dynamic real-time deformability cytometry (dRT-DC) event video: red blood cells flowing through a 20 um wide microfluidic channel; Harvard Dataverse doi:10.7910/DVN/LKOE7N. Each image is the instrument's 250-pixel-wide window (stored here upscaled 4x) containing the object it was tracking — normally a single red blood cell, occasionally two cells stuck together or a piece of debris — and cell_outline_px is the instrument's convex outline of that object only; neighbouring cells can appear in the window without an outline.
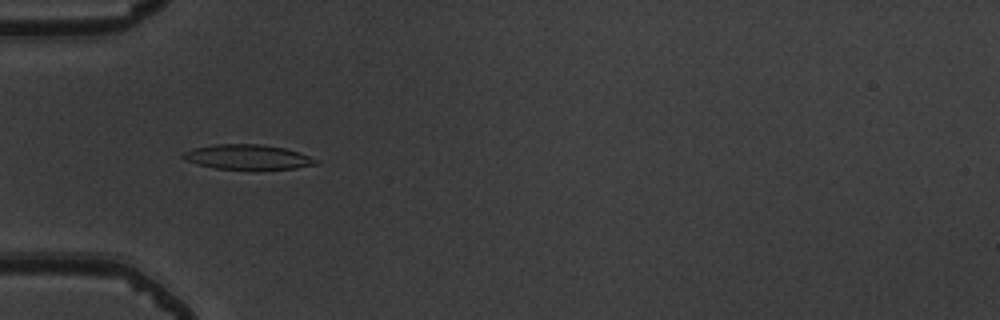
{"species": "common noctule bat (a hibernating species)", "species_latin": "Nyctalus noctula", "temperature_condition": "warm", "stored_images_in_passage": 37, "camera_frame_rate_fps": 3000, "um_per_image_px": 0.085, "animal": {"sex": "male", "body_mass_g": 19.5, "forearm_length_mm": 54.6}, "frame": {"image": 1, "passage_image": 9, "time_ms": 2.667, "image_size_px": [1000, 320], "cell_outline_px": [[320, 164], [296, 168], [260, 172], [256, 172], [216, 168], [184, 160], [180, 156], [180, 152], [192, 148], [216, 144], [260, 144], [284, 148], [300, 152], [320, 160]], "centroid_in_image_um": [21.1, 13.39], "position_along_channel_um": 63.9, "area_um2": 20.29}}
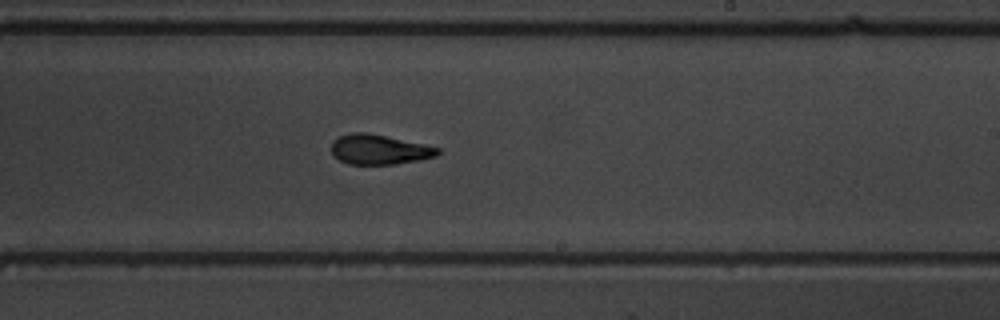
{"frame": {"image": 2, "passage_image": 24, "time_ms": 7.667, "image_size_px": [1000, 320], "cell_outline_px": [[440, 152], [436, 156], [420, 160], [396, 164], [348, 164], [332, 156], [332, 140], [348, 132], [368, 132], [424, 144], [440, 148]], "centroid_in_image_um": [32.21, 12.7], "position_along_channel_um": 256.8, "area_um2": 18.67}}
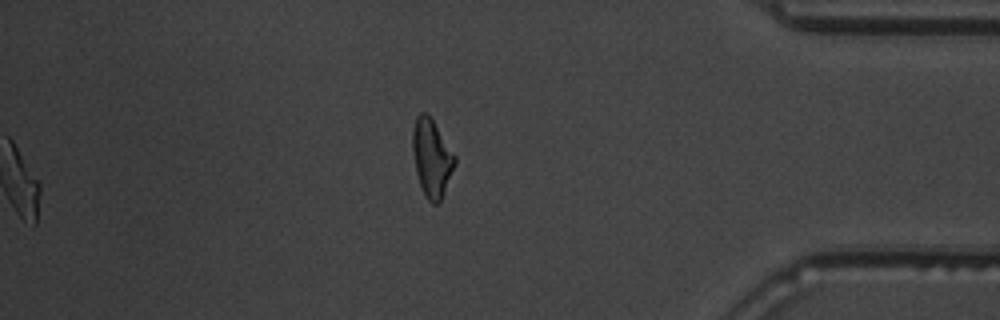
{"frame": {"image": 3, "passage_image": 37, "time_ms": 12.0, "image_size_px": [1000, 320], "cell_outline_px": [[456, 164], [440, 200], [436, 204], [432, 204], [424, 196], [416, 172], [412, 152], [412, 132], [416, 116], [420, 112], [424, 112], [432, 120], [456, 156]], "centroid_in_image_um": [36.68, 13.43], "position_along_channel_um": 398.5, "area_um2": 18.9}, "authors_computed_cell_mechanics": {"area_um2": 18.6694, "velocity_mm_per_s": 3.9238, "shape_relaxation_time_tau1_ms": 4.055, "shape_relaxation_time_tau2_ms": 1.3974, "deformation_change_tau1": 0.1724, "deformation_change_tau2": 0.0822}}